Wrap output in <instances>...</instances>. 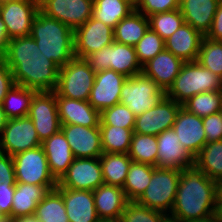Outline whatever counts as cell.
<instances>
[{
  "label": "cell",
  "instance_id": "1",
  "mask_svg": "<svg viewBox=\"0 0 222 222\" xmlns=\"http://www.w3.org/2000/svg\"><path fill=\"white\" fill-rule=\"evenodd\" d=\"M4 58L16 85L37 92L55 90L60 67L42 54L31 35L11 38Z\"/></svg>",
  "mask_w": 222,
  "mask_h": 222
},
{
  "label": "cell",
  "instance_id": "2",
  "mask_svg": "<svg viewBox=\"0 0 222 222\" xmlns=\"http://www.w3.org/2000/svg\"><path fill=\"white\" fill-rule=\"evenodd\" d=\"M216 181L196 165L181 171L176 199L169 215L185 222L208 217L215 212Z\"/></svg>",
  "mask_w": 222,
  "mask_h": 222
},
{
  "label": "cell",
  "instance_id": "3",
  "mask_svg": "<svg viewBox=\"0 0 222 222\" xmlns=\"http://www.w3.org/2000/svg\"><path fill=\"white\" fill-rule=\"evenodd\" d=\"M31 37L48 60L65 66L74 54V30L40 11L32 23Z\"/></svg>",
  "mask_w": 222,
  "mask_h": 222
},
{
  "label": "cell",
  "instance_id": "4",
  "mask_svg": "<svg viewBox=\"0 0 222 222\" xmlns=\"http://www.w3.org/2000/svg\"><path fill=\"white\" fill-rule=\"evenodd\" d=\"M222 91V79L198 61L184 62L179 74L165 92L166 97L183 104L202 92Z\"/></svg>",
  "mask_w": 222,
  "mask_h": 222
},
{
  "label": "cell",
  "instance_id": "5",
  "mask_svg": "<svg viewBox=\"0 0 222 222\" xmlns=\"http://www.w3.org/2000/svg\"><path fill=\"white\" fill-rule=\"evenodd\" d=\"M180 174L181 171L174 169L155 167L148 187L136 202L169 215L175 203Z\"/></svg>",
  "mask_w": 222,
  "mask_h": 222
},
{
  "label": "cell",
  "instance_id": "6",
  "mask_svg": "<svg viewBox=\"0 0 222 222\" xmlns=\"http://www.w3.org/2000/svg\"><path fill=\"white\" fill-rule=\"evenodd\" d=\"M85 60L95 73L111 69L127 78L142 73V66L137 59L135 47L115 41L87 56Z\"/></svg>",
  "mask_w": 222,
  "mask_h": 222
},
{
  "label": "cell",
  "instance_id": "7",
  "mask_svg": "<svg viewBox=\"0 0 222 222\" xmlns=\"http://www.w3.org/2000/svg\"><path fill=\"white\" fill-rule=\"evenodd\" d=\"M96 73L83 58L73 57L65 66L59 68L55 96L77 100H88Z\"/></svg>",
  "mask_w": 222,
  "mask_h": 222
},
{
  "label": "cell",
  "instance_id": "8",
  "mask_svg": "<svg viewBox=\"0 0 222 222\" xmlns=\"http://www.w3.org/2000/svg\"><path fill=\"white\" fill-rule=\"evenodd\" d=\"M166 93L143 73L128 77L122 85L120 103L127 106L135 116L157 105Z\"/></svg>",
  "mask_w": 222,
  "mask_h": 222
},
{
  "label": "cell",
  "instance_id": "9",
  "mask_svg": "<svg viewBox=\"0 0 222 222\" xmlns=\"http://www.w3.org/2000/svg\"><path fill=\"white\" fill-rule=\"evenodd\" d=\"M13 157L16 182L34 185H57L51 175L42 145Z\"/></svg>",
  "mask_w": 222,
  "mask_h": 222
},
{
  "label": "cell",
  "instance_id": "10",
  "mask_svg": "<svg viewBox=\"0 0 222 222\" xmlns=\"http://www.w3.org/2000/svg\"><path fill=\"white\" fill-rule=\"evenodd\" d=\"M27 116L33 121L40 142H44L61 130L54 91L36 92L30 104Z\"/></svg>",
  "mask_w": 222,
  "mask_h": 222
},
{
  "label": "cell",
  "instance_id": "11",
  "mask_svg": "<svg viewBox=\"0 0 222 222\" xmlns=\"http://www.w3.org/2000/svg\"><path fill=\"white\" fill-rule=\"evenodd\" d=\"M40 145L33 121L28 116L8 119L0 137V152L14 156Z\"/></svg>",
  "mask_w": 222,
  "mask_h": 222
},
{
  "label": "cell",
  "instance_id": "12",
  "mask_svg": "<svg viewBox=\"0 0 222 222\" xmlns=\"http://www.w3.org/2000/svg\"><path fill=\"white\" fill-rule=\"evenodd\" d=\"M39 11L75 30L92 17L93 0H39Z\"/></svg>",
  "mask_w": 222,
  "mask_h": 222
},
{
  "label": "cell",
  "instance_id": "13",
  "mask_svg": "<svg viewBox=\"0 0 222 222\" xmlns=\"http://www.w3.org/2000/svg\"><path fill=\"white\" fill-rule=\"evenodd\" d=\"M104 184L100 159L74 158L56 188L94 191Z\"/></svg>",
  "mask_w": 222,
  "mask_h": 222
},
{
  "label": "cell",
  "instance_id": "14",
  "mask_svg": "<svg viewBox=\"0 0 222 222\" xmlns=\"http://www.w3.org/2000/svg\"><path fill=\"white\" fill-rule=\"evenodd\" d=\"M114 42V29L91 17L74 30L75 57L85 59Z\"/></svg>",
  "mask_w": 222,
  "mask_h": 222
},
{
  "label": "cell",
  "instance_id": "15",
  "mask_svg": "<svg viewBox=\"0 0 222 222\" xmlns=\"http://www.w3.org/2000/svg\"><path fill=\"white\" fill-rule=\"evenodd\" d=\"M182 104L164 97L157 105L136 116L134 133L157 136L172 128Z\"/></svg>",
  "mask_w": 222,
  "mask_h": 222
},
{
  "label": "cell",
  "instance_id": "16",
  "mask_svg": "<svg viewBox=\"0 0 222 222\" xmlns=\"http://www.w3.org/2000/svg\"><path fill=\"white\" fill-rule=\"evenodd\" d=\"M39 12V0H21L0 5V16L9 38L29 36L32 23Z\"/></svg>",
  "mask_w": 222,
  "mask_h": 222
},
{
  "label": "cell",
  "instance_id": "17",
  "mask_svg": "<svg viewBox=\"0 0 222 222\" xmlns=\"http://www.w3.org/2000/svg\"><path fill=\"white\" fill-rule=\"evenodd\" d=\"M158 153L156 167L182 171L195 165V158L185 149L173 128L163 131L157 136Z\"/></svg>",
  "mask_w": 222,
  "mask_h": 222
},
{
  "label": "cell",
  "instance_id": "18",
  "mask_svg": "<svg viewBox=\"0 0 222 222\" xmlns=\"http://www.w3.org/2000/svg\"><path fill=\"white\" fill-rule=\"evenodd\" d=\"M127 77L107 69L96 72L88 102L100 113L120 103L122 85Z\"/></svg>",
  "mask_w": 222,
  "mask_h": 222
},
{
  "label": "cell",
  "instance_id": "19",
  "mask_svg": "<svg viewBox=\"0 0 222 222\" xmlns=\"http://www.w3.org/2000/svg\"><path fill=\"white\" fill-rule=\"evenodd\" d=\"M74 158H98L102 155L101 133L99 127L61 124Z\"/></svg>",
  "mask_w": 222,
  "mask_h": 222
},
{
  "label": "cell",
  "instance_id": "20",
  "mask_svg": "<svg viewBox=\"0 0 222 222\" xmlns=\"http://www.w3.org/2000/svg\"><path fill=\"white\" fill-rule=\"evenodd\" d=\"M172 128L181 145L195 158L206 144L202 118L181 107Z\"/></svg>",
  "mask_w": 222,
  "mask_h": 222
},
{
  "label": "cell",
  "instance_id": "21",
  "mask_svg": "<svg viewBox=\"0 0 222 222\" xmlns=\"http://www.w3.org/2000/svg\"><path fill=\"white\" fill-rule=\"evenodd\" d=\"M58 116L61 124L100 126V112L88 102L62 96H56Z\"/></svg>",
  "mask_w": 222,
  "mask_h": 222
},
{
  "label": "cell",
  "instance_id": "22",
  "mask_svg": "<svg viewBox=\"0 0 222 222\" xmlns=\"http://www.w3.org/2000/svg\"><path fill=\"white\" fill-rule=\"evenodd\" d=\"M183 64L184 61L181 58L164 49L142 66V73L166 92Z\"/></svg>",
  "mask_w": 222,
  "mask_h": 222
},
{
  "label": "cell",
  "instance_id": "23",
  "mask_svg": "<svg viewBox=\"0 0 222 222\" xmlns=\"http://www.w3.org/2000/svg\"><path fill=\"white\" fill-rule=\"evenodd\" d=\"M63 196L69 222H96L93 191L56 188Z\"/></svg>",
  "mask_w": 222,
  "mask_h": 222
},
{
  "label": "cell",
  "instance_id": "24",
  "mask_svg": "<svg viewBox=\"0 0 222 222\" xmlns=\"http://www.w3.org/2000/svg\"><path fill=\"white\" fill-rule=\"evenodd\" d=\"M221 0H180L179 9L185 23L206 36Z\"/></svg>",
  "mask_w": 222,
  "mask_h": 222
},
{
  "label": "cell",
  "instance_id": "25",
  "mask_svg": "<svg viewBox=\"0 0 222 222\" xmlns=\"http://www.w3.org/2000/svg\"><path fill=\"white\" fill-rule=\"evenodd\" d=\"M42 147L45 151L50 173L58 182L74 160L70 145L60 130L42 142Z\"/></svg>",
  "mask_w": 222,
  "mask_h": 222
},
{
  "label": "cell",
  "instance_id": "26",
  "mask_svg": "<svg viewBox=\"0 0 222 222\" xmlns=\"http://www.w3.org/2000/svg\"><path fill=\"white\" fill-rule=\"evenodd\" d=\"M204 36L185 23L165 40V49L184 62L197 61Z\"/></svg>",
  "mask_w": 222,
  "mask_h": 222
},
{
  "label": "cell",
  "instance_id": "27",
  "mask_svg": "<svg viewBox=\"0 0 222 222\" xmlns=\"http://www.w3.org/2000/svg\"><path fill=\"white\" fill-rule=\"evenodd\" d=\"M57 185H34L16 182L11 218L34 215L37 204Z\"/></svg>",
  "mask_w": 222,
  "mask_h": 222
},
{
  "label": "cell",
  "instance_id": "28",
  "mask_svg": "<svg viewBox=\"0 0 222 222\" xmlns=\"http://www.w3.org/2000/svg\"><path fill=\"white\" fill-rule=\"evenodd\" d=\"M93 197L99 218L121 217L129 202L122 187L105 183L93 191Z\"/></svg>",
  "mask_w": 222,
  "mask_h": 222
},
{
  "label": "cell",
  "instance_id": "29",
  "mask_svg": "<svg viewBox=\"0 0 222 222\" xmlns=\"http://www.w3.org/2000/svg\"><path fill=\"white\" fill-rule=\"evenodd\" d=\"M149 29L148 17L134 10L114 28V41L135 46Z\"/></svg>",
  "mask_w": 222,
  "mask_h": 222
},
{
  "label": "cell",
  "instance_id": "30",
  "mask_svg": "<svg viewBox=\"0 0 222 222\" xmlns=\"http://www.w3.org/2000/svg\"><path fill=\"white\" fill-rule=\"evenodd\" d=\"M99 159L104 183L123 188L132 163L129 155L103 152Z\"/></svg>",
  "mask_w": 222,
  "mask_h": 222
},
{
  "label": "cell",
  "instance_id": "31",
  "mask_svg": "<svg viewBox=\"0 0 222 222\" xmlns=\"http://www.w3.org/2000/svg\"><path fill=\"white\" fill-rule=\"evenodd\" d=\"M134 10L135 7L126 0H93L92 17L114 29Z\"/></svg>",
  "mask_w": 222,
  "mask_h": 222
},
{
  "label": "cell",
  "instance_id": "32",
  "mask_svg": "<svg viewBox=\"0 0 222 222\" xmlns=\"http://www.w3.org/2000/svg\"><path fill=\"white\" fill-rule=\"evenodd\" d=\"M155 166L132 161L126 180L123 185V190L129 201H137L152 177V172Z\"/></svg>",
  "mask_w": 222,
  "mask_h": 222
},
{
  "label": "cell",
  "instance_id": "33",
  "mask_svg": "<svg viewBox=\"0 0 222 222\" xmlns=\"http://www.w3.org/2000/svg\"><path fill=\"white\" fill-rule=\"evenodd\" d=\"M195 165L212 180L222 179V140L206 143L195 157Z\"/></svg>",
  "mask_w": 222,
  "mask_h": 222
},
{
  "label": "cell",
  "instance_id": "34",
  "mask_svg": "<svg viewBox=\"0 0 222 222\" xmlns=\"http://www.w3.org/2000/svg\"><path fill=\"white\" fill-rule=\"evenodd\" d=\"M103 152L128 154L134 129H125L112 125H100Z\"/></svg>",
  "mask_w": 222,
  "mask_h": 222
},
{
  "label": "cell",
  "instance_id": "35",
  "mask_svg": "<svg viewBox=\"0 0 222 222\" xmlns=\"http://www.w3.org/2000/svg\"><path fill=\"white\" fill-rule=\"evenodd\" d=\"M36 92V90L15 84L1 103L7 118L14 119L27 116L32 97Z\"/></svg>",
  "mask_w": 222,
  "mask_h": 222
},
{
  "label": "cell",
  "instance_id": "36",
  "mask_svg": "<svg viewBox=\"0 0 222 222\" xmlns=\"http://www.w3.org/2000/svg\"><path fill=\"white\" fill-rule=\"evenodd\" d=\"M34 215L39 222H69L63 196L56 188L49 190L37 204Z\"/></svg>",
  "mask_w": 222,
  "mask_h": 222
},
{
  "label": "cell",
  "instance_id": "37",
  "mask_svg": "<svg viewBox=\"0 0 222 222\" xmlns=\"http://www.w3.org/2000/svg\"><path fill=\"white\" fill-rule=\"evenodd\" d=\"M157 146L156 136L134 133L128 155L134 162L145 163L156 167Z\"/></svg>",
  "mask_w": 222,
  "mask_h": 222
},
{
  "label": "cell",
  "instance_id": "38",
  "mask_svg": "<svg viewBox=\"0 0 222 222\" xmlns=\"http://www.w3.org/2000/svg\"><path fill=\"white\" fill-rule=\"evenodd\" d=\"M188 112L204 118L222 111V91H210L196 94L182 104Z\"/></svg>",
  "mask_w": 222,
  "mask_h": 222
},
{
  "label": "cell",
  "instance_id": "39",
  "mask_svg": "<svg viewBox=\"0 0 222 222\" xmlns=\"http://www.w3.org/2000/svg\"><path fill=\"white\" fill-rule=\"evenodd\" d=\"M149 28L155 31L164 41L185 24L180 9L156 13L148 16Z\"/></svg>",
  "mask_w": 222,
  "mask_h": 222
},
{
  "label": "cell",
  "instance_id": "40",
  "mask_svg": "<svg viewBox=\"0 0 222 222\" xmlns=\"http://www.w3.org/2000/svg\"><path fill=\"white\" fill-rule=\"evenodd\" d=\"M197 61L222 79V41L211 40L204 36Z\"/></svg>",
  "mask_w": 222,
  "mask_h": 222
},
{
  "label": "cell",
  "instance_id": "41",
  "mask_svg": "<svg viewBox=\"0 0 222 222\" xmlns=\"http://www.w3.org/2000/svg\"><path fill=\"white\" fill-rule=\"evenodd\" d=\"M134 47L137 59L143 66L165 49V41L149 28Z\"/></svg>",
  "mask_w": 222,
  "mask_h": 222
},
{
  "label": "cell",
  "instance_id": "42",
  "mask_svg": "<svg viewBox=\"0 0 222 222\" xmlns=\"http://www.w3.org/2000/svg\"><path fill=\"white\" fill-rule=\"evenodd\" d=\"M135 114L125 105L116 104L100 113V125H112L125 129H134Z\"/></svg>",
  "mask_w": 222,
  "mask_h": 222
},
{
  "label": "cell",
  "instance_id": "43",
  "mask_svg": "<svg viewBox=\"0 0 222 222\" xmlns=\"http://www.w3.org/2000/svg\"><path fill=\"white\" fill-rule=\"evenodd\" d=\"M167 214L129 201L121 214L122 222H163Z\"/></svg>",
  "mask_w": 222,
  "mask_h": 222
},
{
  "label": "cell",
  "instance_id": "44",
  "mask_svg": "<svg viewBox=\"0 0 222 222\" xmlns=\"http://www.w3.org/2000/svg\"><path fill=\"white\" fill-rule=\"evenodd\" d=\"M180 0H140L135 10L145 16L179 9Z\"/></svg>",
  "mask_w": 222,
  "mask_h": 222
},
{
  "label": "cell",
  "instance_id": "45",
  "mask_svg": "<svg viewBox=\"0 0 222 222\" xmlns=\"http://www.w3.org/2000/svg\"><path fill=\"white\" fill-rule=\"evenodd\" d=\"M206 143L222 140V111L202 118Z\"/></svg>",
  "mask_w": 222,
  "mask_h": 222
},
{
  "label": "cell",
  "instance_id": "46",
  "mask_svg": "<svg viewBox=\"0 0 222 222\" xmlns=\"http://www.w3.org/2000/svg\"><path fill=\"white\" fill-rule=\"evenodd\" d=\"M16 177L14 172L13 157L0 152V187L15 186Z\"/></svg>",
  "mask_w": 222,
  "mask_h": 222
},
{
  "label": "cell",
  "instance_id": "47",
  "mask_svg": "<svg viewBox=\"0 0 222 222\" xmlns=\"http://www.w3.org/2000/svg\"><path fill=\"white\" fill-rule=\"evenodd\" d=\"M14 85L12 71L7 65L6 59L0 58V104Z\"/></svg>",
  "mask_w": 222,
  "mask_h": 222
},
{
  "label": "cell",
  "instance_id": "48",
  "mask_svg": "<svg viewBox=\"0 0 222 222\" xmlns=\"http://www.w3.org/2000/svg\"><path fill=\"white\" fill-rule=\"evenodd\" d=\"M15 193V186L0 187V210L11 218L12 200Z\"/></svg>",
  "mask_w": 222,
  "mask_h": 222
},
{
  "label": "cell",
  "instance_id": "49",
  "mask_svg": "<svg viewBox=\"0 0 222 222\" xmlns=\"http://www.w3.org/2000/svg\"><path fill=\"white\" fill-rule=\"evenodd\" d=\"M205 37L215 41H222V0L214 15L210 31Z\"/></svg>",
  "mask_w": 222,
  "mask_h": 222
},
{
  "label": "cell",
  "instance_id": "50",
  "mask_svg": "<svg viewBox=\"0 0 222 222\" xmlns=\"http://www.w3.org/2000/svg\"><path fill=\"white\" fill-rule=\"evenodd\" d=\"M10 38L8 36L5 23L0 16V58H4L9 44Z\"/></svg>",
  "mask_w": 222,
  "mask_h": 222
},
{
  "label": "cell",
  "instance_id": "51",
  "mask_svg": "<svg viewBox=\"0 0 222 222\" xmlns=\"http://www.w3.org/2000/svg\"><path fill=\"white\" fill-rule=\"evenodd\" d=\"M11 222H39V220L35 215H29V216L11 218Z\"/></svg>",
  "mask_w": 222,
  "mask_h": 222
},
{
  "label": "cell",
  "instance_id": "52",
  "mask_svg": "<svg viewBox=\"0 0 222 222\" xmlns=\"http://www.w3.org/2000/svg\"><path fill=\"white\" fill-rule=\"evenodd\" d=\"M8 118L4 112V109L2 108V105L0 104V137L2 134V131L7 124Z\"/></svg>",
  "mask_w": 222,
  "mask_h": 222
},
{
  "label": "cell",
  "instance_id": "53",
  "mask_svg": "<svg viewBox=\"0 0 222 222\" xmlns=\"http://www.w3.org/2000/svg\"><path fill=\"white\" fill-rule=\"evenodd\" d=\"M217 220L222 222V202H216L215 212H214Z\"/></svg>",
  "mask_w": 222,
  "mask_h": 222
},
{
  "label": "cell",
  "instance_id": "54",
  "mask_svg": "<svg viewBox=\"0 0 222 222\" xmlns=\"http://www.w3.org/2000/svg\"><path fill=\"white\" fill-rule=\"evenodd\" d=\"M217 201L222 202V179L216 182Z\"/></svg>",
  "mask_w": 222,
  "mask_h": 222
},
{
  "label": "cell",
  "instance_id": "55",
  "mask_svg": "<svg viewBox=\"0 0 222 222\" xmlns=\"http://www.w3.org/2000/svg\"><path fill=\"white\" fill-rule=\"evenodd\" d=\"M188 222H219L215 216V214H212L208 217L197 219V220H191Z\"/></svg>",
  "mask_w": 222,
  "mask_h": 222
},
{
  "label": "cell",
  "instance_id": "56",
  "mask_svg": "<svg viewBox=\"0 0 222 222\" xmlns=\"http://www.w3.org/2000/svg\"><path fill=\"white\" fill-rule=\"evenodd\" d=\"M96 222H122L120 217L115 218H99Z\"/></svg>",
  "mask_w": 222,
  "mask_h": 222
},
{
  "label": "cell",
  "instance_id": "57",
  "mask_svg": "<svg viewBox=\"0 0 222 222\" xmlns=\"http://www.w3.org/2000/svg\"><path fill=\"white\" fill-rule=\"evenodd\" d=\"M163 222H185V221L180 220V219H177V218H174V217H172L171 215H167V216L164 218Z\"/></svg>",
  "mask_w": 222,
  "mask_h": 222
},
{
  "label": "cell",
  "instance_id": "58",
  "mask_svg": "<svg viewBox=\"0 0 222 222\" xmlns=\"http://www.w3.org/2000/svg\"><path fill=\"white\" fill-rule=\"evenodd\" d=\"M126 1H128L134 7H136L140 2V0H126Z\"/></svg>",
  "mask_w": 222,
  "mask_h": 222
},
{
  "label": "cell",
  "instance_id": "59",
  "mask_svg": "<svg viewBox=\"0 0 222 222\" xmlns=\"http://www.w3.org/2000/svg\"><path fill=\"white\" fill-rule=\"evenodd\" d=\"M17 1H21V0H0V5L7 2H17Z\"/></svg>",
  "mask_w": 222,
  "mask_h": 222
},
{
  "label": "cell",
  "instance_id": "60",
  "mask_svg": "<svg viewBox=\"0 0 222 222\" xmlns=\"http://www.w3.org/2000/svg\"><path fill=\"white\" fill-rule=\"evenodd\" d=\"M7 216L0 210V221L4 220Z\"/></svg>",
  "mask_w": 222,
  "mask_h": 222
},
{
  "label": "cell",
  "instance_id": "61",
  "mask_svg": "<svg viewBox=\"0 0 222 222\" xmlns=\"http://www.w3.org/2000/svg\"><path fill=\"white\" fill-rule=\"evenodd\" d=\"M0 222H11V218L10 217H6L4 220H1Z\"/></svg>",
  "mask_w": 222,
  "mask_h": 222
}]
</instances>
